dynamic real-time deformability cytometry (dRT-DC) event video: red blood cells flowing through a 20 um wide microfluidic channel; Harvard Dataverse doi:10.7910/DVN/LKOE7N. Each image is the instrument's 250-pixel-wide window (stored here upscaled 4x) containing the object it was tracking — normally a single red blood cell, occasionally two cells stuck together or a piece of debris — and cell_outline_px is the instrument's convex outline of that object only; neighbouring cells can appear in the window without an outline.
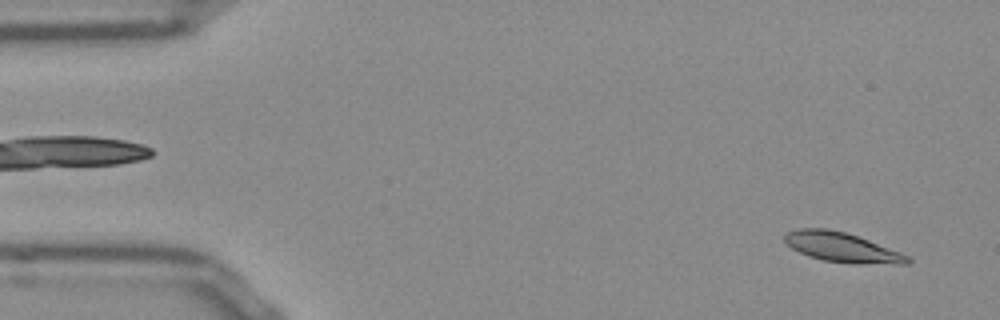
{"species": "Egyptian fruit bat (a non-hibernating species)", "species_latin": "Rousettus aegyptiacus", "temperature_condition": "room temperature", "stored_images_in_passage": 13, "camera_frame_rate_fps": 3000, "um_per_image_px": 0.085, "frame": {"image": 1, "passage_image": 2, "time_ms": 0.333, "image_size_px": [1000, 320], "cell_outline_px": [[912, 260], [908, 264], [896, 264], [824, 260], [808, 256], [792, 248], [784, 240], [784, 236], [788, 232], [800, 228], [828, 228], [844, 232], [868, 240], [900, 252], [908, 256]], "centroid_in_image_um": [71.54, 20.99], "position_along_channel_um": 13.5, "area_um2": 20.46}}
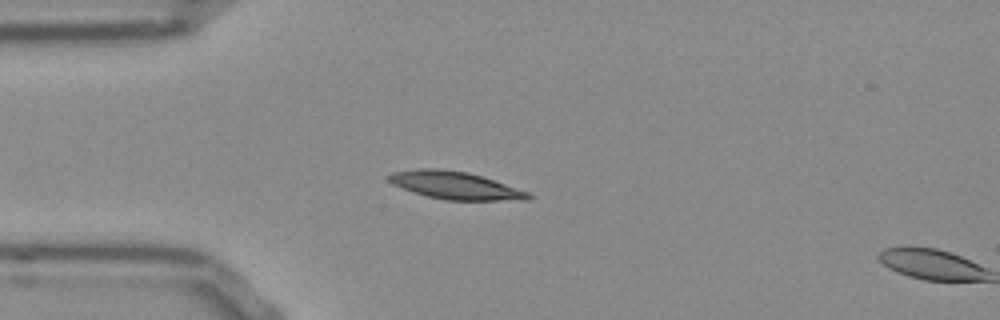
{"frame": {"image": 2, "passage_image": 12, "time_ms": 3.667, "image_size_px": [1000, 320], "cell_outline_px": [[532, 196], [528, 200], [444, 200], [428, 196], [392, 184], [388, 180], [388, 176], [392, 172], [416, 168], [440, 168], [468, 172], [528, 192]], "centroid_in_image_um": [38.66, 15.75], "position_along_channel_um": 46.3, "area_um2": 22.14}}